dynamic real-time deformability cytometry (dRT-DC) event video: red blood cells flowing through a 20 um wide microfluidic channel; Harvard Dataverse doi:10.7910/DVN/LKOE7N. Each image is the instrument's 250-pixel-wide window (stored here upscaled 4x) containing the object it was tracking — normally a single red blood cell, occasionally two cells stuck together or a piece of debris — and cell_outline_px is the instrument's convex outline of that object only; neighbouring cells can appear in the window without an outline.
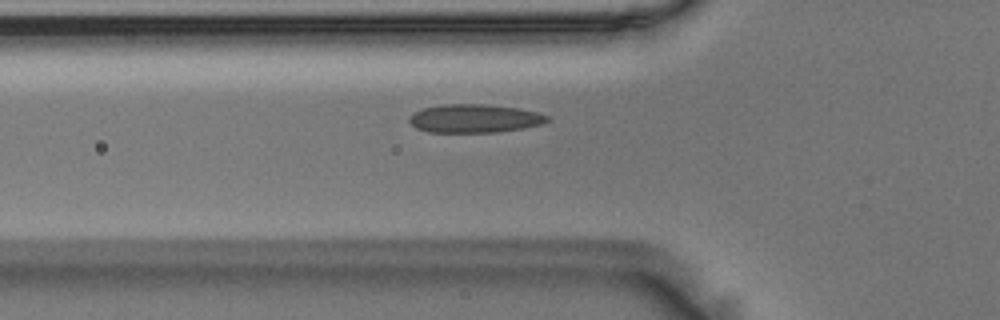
{"species": "Egyptian fruit bat (a non-hibernating species)", "species_latin": "Rousettus aegyptiacus", "temperature_condition": "room temperature", "stored_images_in_passage": 34, "camera_frame_rate_fps": 3000, "um_per_image_px": 0.085, "animal": {"sex": "male"}, "frame": {"image": 1, "passage_image": 2, "time_ms": 0.333, "image_size_px": [1000, 320], "cell_outline_px": [[548, 120], [544, 124], [524, 128], [496, 132], [428, 132], [416, 128], [408, 120], [408, 116], [424, 108], [440, 104], [488, 104], [520, 108], [540, 112], [548, 116]], "centroid_in_image_um": [40.36, 10.06], "position_along_channel_um": 85.4, "area_um2": 23.06}}
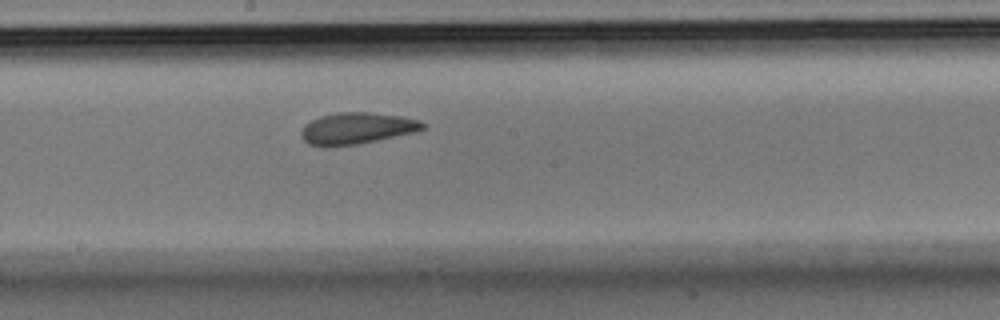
{"frame": {"image": 2, "passage_image": 13, "time_ms": 4.0, "image_size_px": [1000, 320], "cell_outline_px": [[424, 128], [416, 132], [356, 144], [328, 148], [308, 144], [300, 136], [300, 132], [304, 124], [320, 116], [340, 112], [368, 112], [400, 116], [420, 120], [424, 124]], "centroid_in_image_um": [30.27, 10.92], "position_along_channel_um": 217.9, "area_um2": 22.43}}
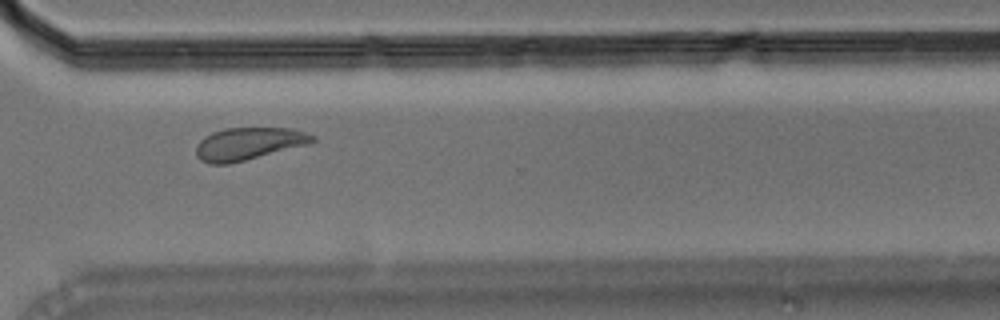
{"frame": {"image": 3, "passage_image": 24, "time_ms": 7.667, "image_size_px": [1000, 320], "cell_outline_px": [[316, 140], [312, 144], [228, 164], [208, 164], [200, 160], [196, 156], [196, 148], [200, 140], [204, 136], [212, 132], [224, 128], [292, 128], [316, 136]], "centroid_in_image_um": [21.15, 12.22], "position_along_channel_um": 349.5, "area_um2": 22.25}}